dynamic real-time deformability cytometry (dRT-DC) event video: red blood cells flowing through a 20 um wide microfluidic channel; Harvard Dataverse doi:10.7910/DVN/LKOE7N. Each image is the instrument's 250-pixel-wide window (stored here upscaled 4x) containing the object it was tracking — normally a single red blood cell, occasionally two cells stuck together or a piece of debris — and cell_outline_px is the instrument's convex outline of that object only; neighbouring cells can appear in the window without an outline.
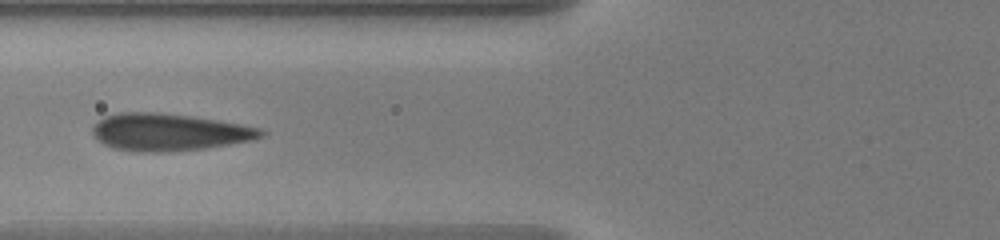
{"species": "human", "species_latin": "Homo sapiens", "temperature_condition": "warm", "stored_images_in_passage": 10, "camera_frame_rate_fps": 3000, "um_per_image_px": 0.085, "donor": {"sex": "male"}, "frame": {"image": 1, "passage_image": 7, "time_ms": 2.0, "image_size_px": [1000, 240], "cell_outline_px": [[268, 132], [264, 136], [252, 140], [204, 148], [160, 152], [156, 152], [112, 148], [104, 144], [92, 132], [92, 128], [104, 116], [120, 112], [160, 112], [192, 116], [264, 128]], "centroid_in_image_um": [14.42, 11.21], "position_along_channel_um": 111.4, "area_um2": 36.24}}
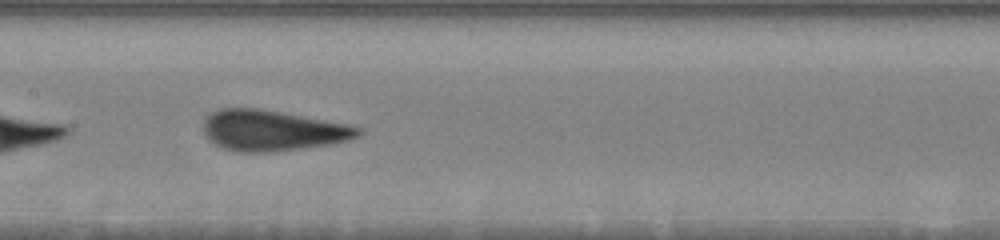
{"frame": {"image": 2, "passage_image": 9, "time_ms": 2.667, "image_size_px": [1000, 240], "cell_outline_px": [[364, 132], [360, 136], [348, 140], [328, 144], [264, 152], [244, 152], [224, 148], [208, 140], [204, 136], [204, 120], [212, 112], [220, 108], [260, 108], [348, 124], [364, 128]], "centroid_in_image_um": [23.16, 11.07], "position_along_channel_um": 184.2, "area_um2": 36.47}}
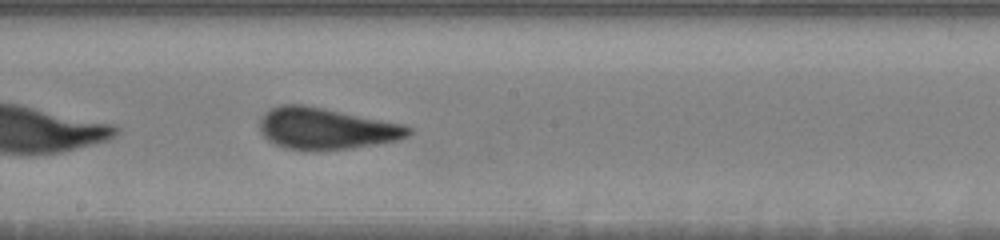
{"frame": {"image": 3, "passage_image": 10, "time_ms": 3.0, "image_size_px": [1000, 240], "cell_outline_px": [[412, 132], [408, 136], [396, 140], [352, 148], [320, 152], [312, 152], [284, 148], [268, 140], [260, 132], [260, 120], [264, 112], [280, 104], [304, 104], [404, 124], [412, 128]], "centroid_in_image_um": [27.69, 10.94], "position_along_channel_um": 220.5, "area_um2": 36.41}}